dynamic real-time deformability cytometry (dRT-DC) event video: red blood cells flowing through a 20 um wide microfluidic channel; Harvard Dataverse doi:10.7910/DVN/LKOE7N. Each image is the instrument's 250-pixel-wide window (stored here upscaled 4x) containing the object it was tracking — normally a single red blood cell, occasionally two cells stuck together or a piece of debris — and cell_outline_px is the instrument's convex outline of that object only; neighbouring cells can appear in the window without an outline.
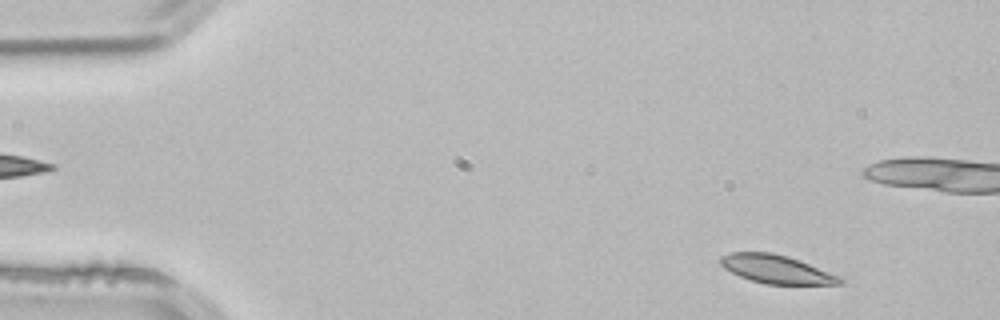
{"species": "common noctule bat (a hibernating species)", "species_latin": "Nyctalus noctula", "temperature_condition": "room temperature", "stored_images_in_passage": 3, "segment_of_instrument_passage": [2, 2], "camera_frame_rate_fps": 3000, "um_per_image_px": 0.085, "animal": {"sex": "male", "body_mass_g": 21.5, "forearm_length_mm": 52.0}, "frame": {"image": 1, "passage_image": 3, "time_ms": 0.667, "image_size_px": [1000, 320], "cell_outline_px": [[844, 284], [764, 284], [740, 276], [724, 268], [720, 264], [720, 256], [732, 252], [772, 252], [788, 256], [844, 276]], "centroid_in_image_um": [66.07, 22.88], "position_along_channel_um": 18.9, "area_um2": 20.0}}